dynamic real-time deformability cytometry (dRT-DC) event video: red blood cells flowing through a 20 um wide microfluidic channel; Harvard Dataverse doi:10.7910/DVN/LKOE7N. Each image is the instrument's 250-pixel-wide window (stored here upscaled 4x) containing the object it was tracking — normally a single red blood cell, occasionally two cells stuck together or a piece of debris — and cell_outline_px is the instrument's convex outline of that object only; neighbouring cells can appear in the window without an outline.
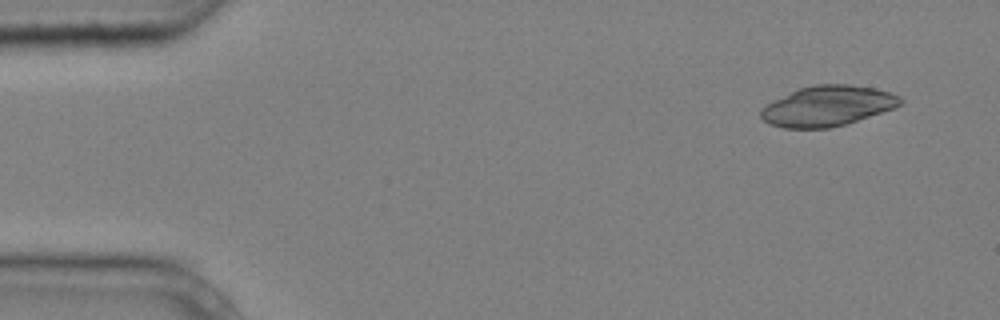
{"species": "common noctule bat (a hibernating species)", "species_latin": "Nyctalus noctula", "temperature_condition": "cold", "stored_images_in_passage": 7, "segment_of_instrument_passage": [1, 2], "camera_frame_rate_fps": 3000, "um_per_image_px": 0.085, "animal": {"sex": "male", "body_mass_g": 20.4}, "frame": {"image": 1, "passage_image": 1, "time_ms": 0.0, "image_size_px": [1000, 320], "cell_outline_px": [[904, 100], [896, 108], [844, 124], [828, 128], [784, 128], [768, 124], [760, 116], [760, 108], [764, 104], [800, 88], [816, 84], [848, 84], [872, 88], [888, 92], [900, 96]], "centroid_in_image_um": [70.31, 9.01], "position_along_channel_um": 14.7, "area_um2": 32.66}}